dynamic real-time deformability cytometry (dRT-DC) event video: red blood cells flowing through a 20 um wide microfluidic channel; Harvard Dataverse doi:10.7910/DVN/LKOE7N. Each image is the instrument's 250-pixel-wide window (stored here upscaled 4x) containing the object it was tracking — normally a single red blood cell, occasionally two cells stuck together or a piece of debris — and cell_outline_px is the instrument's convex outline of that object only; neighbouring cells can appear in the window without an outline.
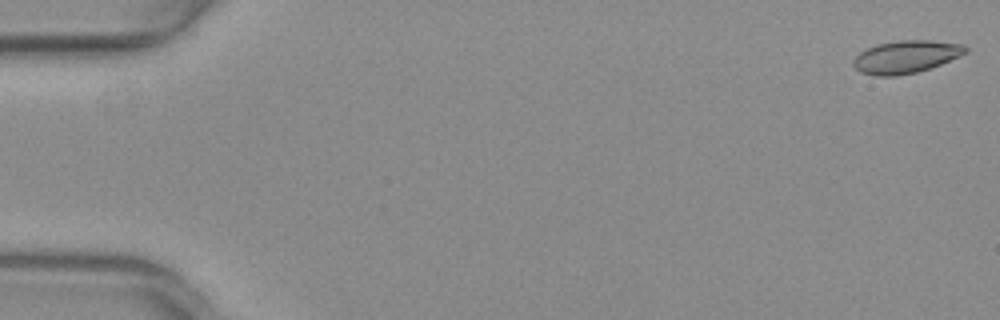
{"species": "common noctule bat (a hibernating species)", "species_latin": "Nyctalus noctula", "temperature_condition": "warm", "stored_images_in_passage": 13, "camera_frame_rate_fps": 3000, "um_per_image_px": 0.085, "animal": {"sex": "female", "body_mass_g": 29.2, "forearm_length_mm": 56.3}, "frame": {"image": 1, "passage_image": 1, "time_ms": 0.0, "image_size_px": [1000, 320], "cell_outline_px": [[968, 52], [940, 64], [916, 72], [896, 76], [876, 76], [860, 72], [852, 64], [852, 60], [860, 52], [876, 44], [900, 40], [928, 40], [964, 44], [968, 48]], "centroid_in_image_um": [76.99, 4.82], "position_along_channel_um": 8.0, "area_um2": 21.27}}